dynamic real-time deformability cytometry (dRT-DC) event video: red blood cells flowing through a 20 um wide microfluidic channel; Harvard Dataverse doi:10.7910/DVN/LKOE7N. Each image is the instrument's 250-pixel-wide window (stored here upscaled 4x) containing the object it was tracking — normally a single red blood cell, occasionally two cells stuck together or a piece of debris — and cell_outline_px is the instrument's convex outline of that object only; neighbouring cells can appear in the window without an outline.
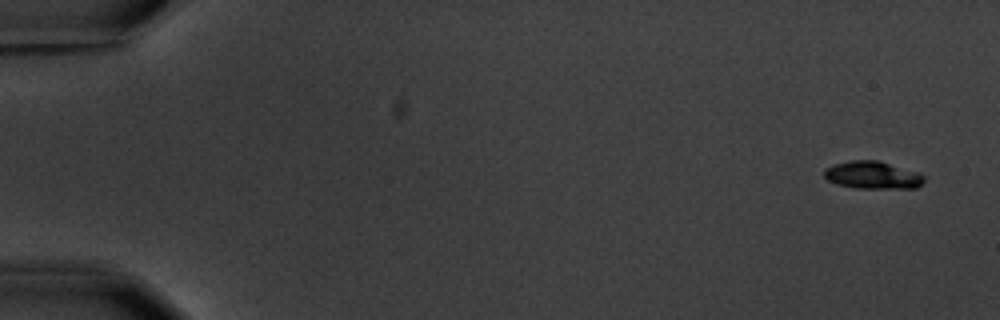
{"species": "common noctule bat (a hibernating species)", "species_latin": "Nyctalus noctula", "temperature_condition": "warm", "stored_images_in_passage": 15, "camera_frame_rate_fps": 3000, "um_per_image_px": 0.085, "animal": {"sex": "male", "body_mass_g": 20.1, "forearm_length_mm": 53.5}, "frame": {"image": 1, "passage_image": 1, "time_ms": 0.0, "image_size_px": [1000, 320], "cell_outline_px": [[924, 180], [916, 188], [856, 188], [836, 184], [828, 180], [824, 176], [824, 168], [836, 164], [852, 160], [876, 160], [920, 172], [924, 176]], "centroid_in_image_um": [74.17, 14.88], "position_along_channel_um": 10.8, "area_um2": 16.01}}
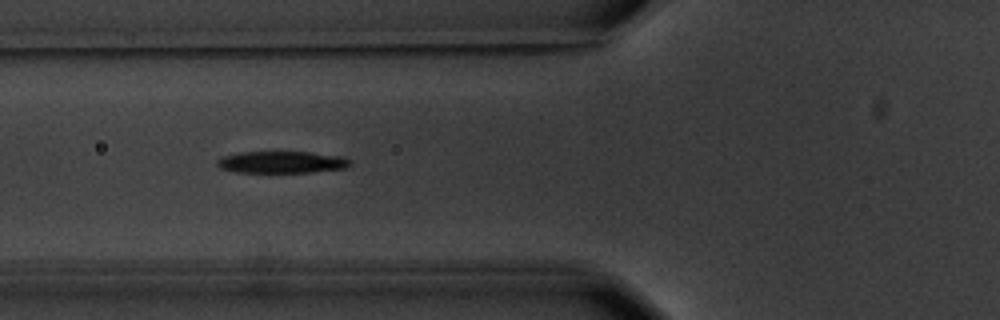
{"frame": {"image": 2, "passage_image": 6, "time_ms": 6.667, "image_size_px": [1000, 320], "cell_outline_px": [[352, 164], [344, 168], [308, 172], [236, 172], [220, 168], [216, 164], [216, 160], [224, 156], [240, 152], [308, 152], [344, 156]], "centroid_in_image_um": [23.93, 13.78], "position_along_channel_um": 101.9, "area_um2": 16.82}}
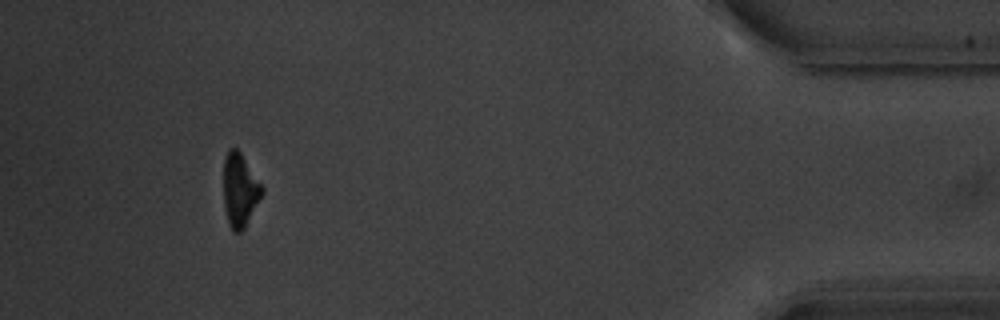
{"frame": {"image": 3, "passage_image": 14, "time_ms": 17.0, "image_size_px": [1000, 320], "cell_outline_px": [[264, 192], [244, 228], [240, 232], [232, 232], [228, 224], [224, 204], [224, 156], [228, 148], [236, 148], [240, 152], [264, 188]], "centroid_in_image_um": [20.38, 16.16], "position_along_channel_um": 414.8, "area_um2": 16.42}, "authors_computed_cell_mechanics": {"area_um2": 17.4556, "velocity_mm_per_s": 3.5773, "shape_relaxation_time_tau1_ms": 2.0572, "shape_relaxation_time_tau2_ms": 2.7698, "deformation_change_tau1": 0.1509, "deformation_change_tau2": 0.1005}}